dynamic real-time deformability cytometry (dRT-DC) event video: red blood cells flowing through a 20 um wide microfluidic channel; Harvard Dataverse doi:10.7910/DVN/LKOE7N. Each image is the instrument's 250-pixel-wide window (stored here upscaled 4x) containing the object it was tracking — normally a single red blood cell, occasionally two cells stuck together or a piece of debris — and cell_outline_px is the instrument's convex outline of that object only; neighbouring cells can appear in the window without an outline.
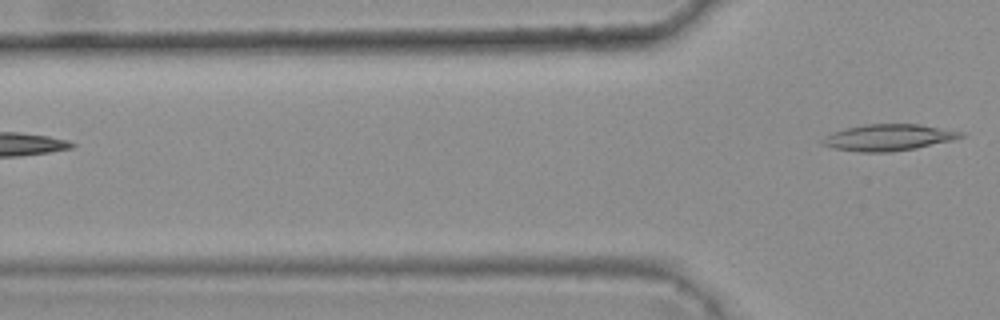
{"species": "common noctule bat (a hibernating species)", "species_latin": "Nyctalus noctula", "temperature_condition": "warm", "stored_images_in_passage": 3, "camera_frame_rate_fps": 3000, "um_per_image_px": 0.085, "animal": {"sex": "female", "body_mass_g": 25.1}, "frame": {"image": 1, "passage_image": 3, "time_ms": 0.667, "image_size_px": [1000, 320], "cell_outline_px": [[964, 136], [952, 140], [916, 148], [888, 152], [860, 152], [832, 148], [820, 144], [820, 140], [824, 136], [832, 132], [864, 124], [920, 124], [964, 132]], "centroid_in_image_um": [75.47, 11.68], "position_along_channel_um": 50.3, "area_um2": 21.33}}